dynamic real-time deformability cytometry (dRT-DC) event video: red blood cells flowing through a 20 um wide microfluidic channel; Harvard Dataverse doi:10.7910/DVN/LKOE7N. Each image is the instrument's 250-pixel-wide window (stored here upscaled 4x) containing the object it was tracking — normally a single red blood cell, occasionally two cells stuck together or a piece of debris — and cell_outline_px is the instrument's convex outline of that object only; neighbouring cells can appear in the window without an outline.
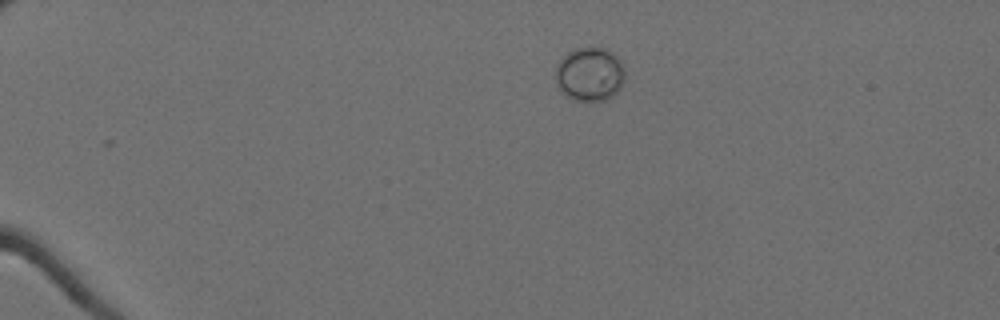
{"species": "Egyptian fruit bat (a non-hibernating species)", "species_latin": "Rousettus aegyptiacus", "temperature_condition": "cold", "stored_images_in_passage": 15, "camera_frame_rate_fps": 3000, "um_per_image_px": 0.085, "animal": {"sex": "female"}, "frame": {"image": 1, "passage_image": 1, "time_ms": 0.0, "image_size_px": [1000, 320], "cell_outline_px": [[624, 80], [620, 88], [612, 96], [604, 100], [572, 100], [556, 84], [556, 68], [560, 56], [576, 48], [604, 48], [612, 52], [620, 60], [624, 68]], "centroid_in_image_um": [50.12, 6.29], "position_along_channel_um": 34.9, "area_um2": 21.68}}
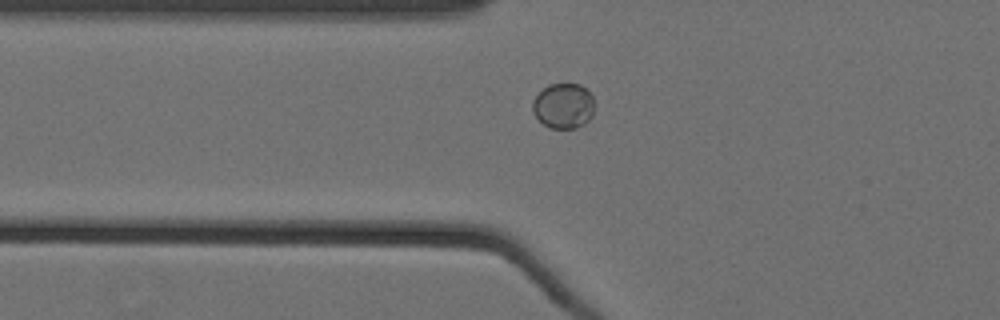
{"frame": {"image": 2, "passage_image": 11, "time_ms": 3.333, "image_size_px": [1000, 320], "cell_outline_px": [[592, 116], [584, 124], [576, 128], [548, 128], [532, 112], [532, 100], [548, 84], [580, 84], [592, 96]], "centroid_in_image_um": [47.86, 9.0], "position_along_channel_um": 77.9, "area_um2": 16.13}}